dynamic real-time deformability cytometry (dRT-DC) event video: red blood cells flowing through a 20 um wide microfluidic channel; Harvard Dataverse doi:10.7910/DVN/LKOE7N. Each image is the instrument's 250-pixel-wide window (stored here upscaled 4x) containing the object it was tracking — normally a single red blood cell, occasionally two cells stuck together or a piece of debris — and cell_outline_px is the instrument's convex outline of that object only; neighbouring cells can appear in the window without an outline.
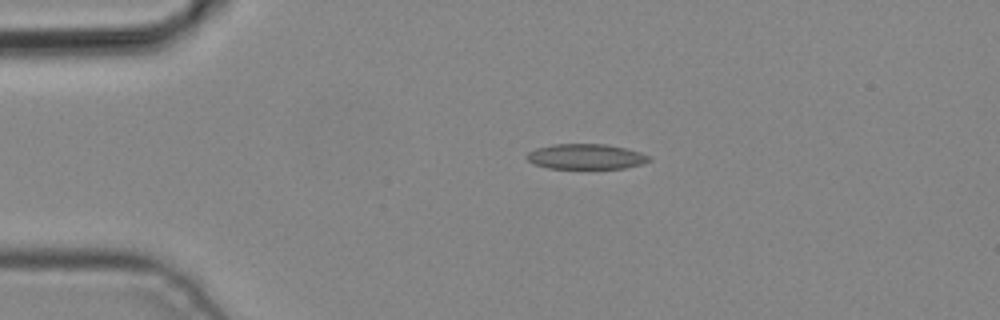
{"species": "common noctule bat (a hibernating species)", "species_latin": "Nyctalus noctula", "temperature_condition": "cold", "stored_images_in_passage": 2, "camera_frame_rate_fps": 3000, "um_per_image_px": 0.085, "animal": {"sex": "male", "body_mass_g": 19.2, "forearm_length_mm": 51.8}, "frame": {"image": 1, "passage_image": 1, "time_ms": 0.0, "image_size_px": [1000, 320], "cell_outline_px": [[652, 160], [644, 164], [624, 168], [548, 168], [536, 164], [528, 160], [524, 156], [528, 152], [536, 148], [552, 144], [608, 144], [640, 152], [648, 156]], "centroid_in_image_um": [49.81, 13.3], "position_along_channel_um": 35.2, "area_um2": 17.98}}